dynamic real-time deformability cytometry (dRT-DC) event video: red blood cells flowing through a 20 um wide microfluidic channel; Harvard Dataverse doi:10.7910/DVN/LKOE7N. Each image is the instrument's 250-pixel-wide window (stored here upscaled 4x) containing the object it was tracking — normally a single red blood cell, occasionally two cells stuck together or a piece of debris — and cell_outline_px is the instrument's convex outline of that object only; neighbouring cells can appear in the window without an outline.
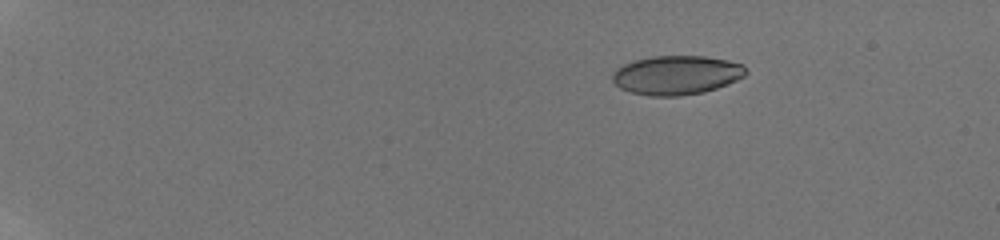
{"species": "human", "species_latin": "Homo sapiens", "temperature_condition": "room temperature", "stored_images_in_passage": 6, "camera_frame_rate_fps": 3000, "um_per_image_px": 0.085, "donor": {"sex": "male"}, "frame": {"image": 1, "passage_image": 1, "time_ms": 0.0, "image_size_px": [1000, 240], "cell_outline_px": [[748, 72], [744, 76], [728, 84], [704, 92], [680, 96], [652, 96], [632, 92], [620, 88], [612, 80], [612, 72], [616, 68], [624, 64], [636, 60], [652, 56], [704, 56], [728, 60], [744, 64]], "centroid_in_image_um": [57.52, 6.38], "position_along_channel_um": 27.5, "area_um2": 30.46}}